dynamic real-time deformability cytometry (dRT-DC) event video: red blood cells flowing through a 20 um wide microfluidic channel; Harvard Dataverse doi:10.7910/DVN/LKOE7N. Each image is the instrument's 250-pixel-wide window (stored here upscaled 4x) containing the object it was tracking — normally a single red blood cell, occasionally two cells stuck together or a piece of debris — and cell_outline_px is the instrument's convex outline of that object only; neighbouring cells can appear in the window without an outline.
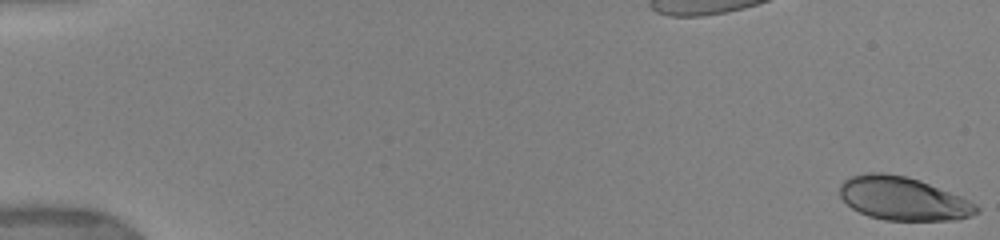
{"species": "human", "species_latin": "Homo sapiens", "temperature_condition": "warm", "stored_images_in_passage": 53, "camera_frame_rate_fps": 3000, "um_per_image_px": 0.085, "donor": {"sex": "female"}, "frame": {"image": 1, "passage_image": 1, "time_ms": 0.0, "image_size_px": [1000, 240], "cell_outline_px": [[980, 212], [972, 216], [960, 220], [884, 220], [868, 216], [852, 208], [840, 196], [840, 184], [844, 180], [852, 176], [868, 172], [884, 172], [908, 176], [920, 180], [960, 196], [976, 204], [980, 208]], "centroid_in_image_um": [76.78, 16.88], "position_along_channel_um": 8.2, "area_um2": 34.74}, "authors_computed_cell_mechanics": {"area_um2": 37.4544, "velocity_mm_per_s": 3.889, "shape_relaxation_time_tau1_ms": 6.464, "shape_relaxation_time_tau2_ms": null, "deformation_change_tau1": 0.1987, "deformation_change_tau2": null}}